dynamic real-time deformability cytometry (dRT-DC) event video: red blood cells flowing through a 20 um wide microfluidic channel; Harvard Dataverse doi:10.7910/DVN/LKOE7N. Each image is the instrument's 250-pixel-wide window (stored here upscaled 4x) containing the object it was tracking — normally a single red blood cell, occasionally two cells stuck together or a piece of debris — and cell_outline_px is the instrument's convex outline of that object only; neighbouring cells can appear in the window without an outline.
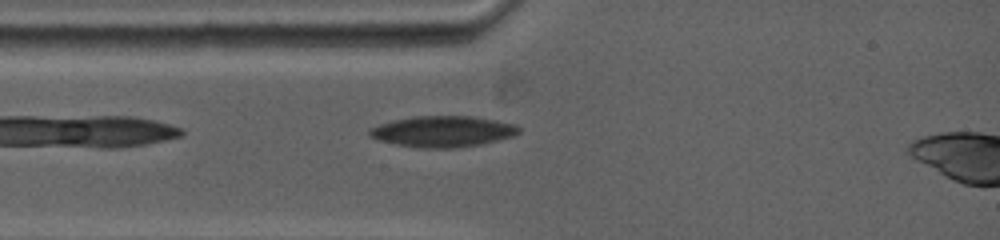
{"species": "common noctule bat (a hibernating species)", "species_latin": "Nyctalus noctula", "temperature_condition": "warm", "stored_images_in_passage": 56, "camera_frame_rate_fps": 5000, "um_per_image_px": 0.085, "animal": {"sex": "female", "body_mass_g": 19.0, "forearm_length_mm": 53.3}, "frame": {"image": 1, "passage_image": 8, "time_ms": 1.0, "image_size_px": [1000, 240], "cell_outline_px": [[520, 132], [512, 136], [480, 144], [456, 148], [420, 148], [396, 144], [376, 140], [368, 136], [368, 132], [372, 128], [380, 124], [392, 120], [416, 116], [472, 116], [496, 120], [516, 124], [520, 128]], "centroid_in_image_um": [37.62, 11.17], "position_along_channel_um": 47.4, "area_um2": 26.99}}
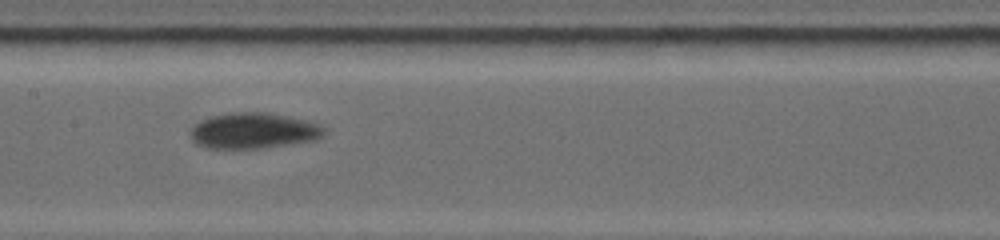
{"frame": {"image": 2, "passage_image": 28, "time_ms": 4.8, "image_size_px": [1000, 240], "cell_outline_px": [[324, 136], [316, 140], [264, 148], [208, 148], [196, 144], [192, 140], [188, 132], [192, 124], [200, 120], [212, 116], [236, 112], [268, 112], [288, 116], [320, 124], [324, 128]], "centroid_in_image_um": [21.51, 11.11], "position_along_channel_um": 185.9, "area_um2": 28.15}}
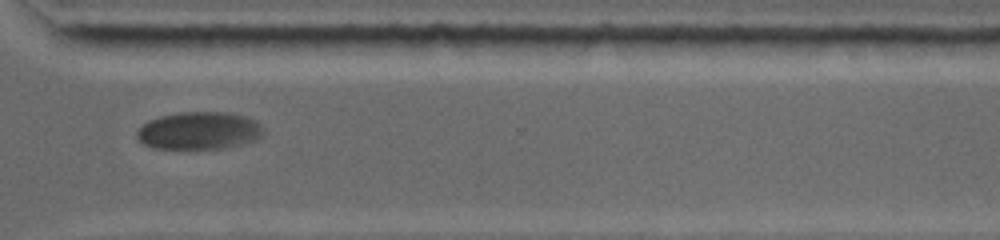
{"frame": {"image": 3, "passage_image": 46, "time_ms": 9.4, "image_size_px": [1000, 240], "cell_outline_px": [[264, 136], [256, 140], [224, 148], [152, 148], [144, 144], [136, 136], [136, 132], [148, 120], [160, 116], [180, 112], [224, 112], [244, 116], [260, 124], [264, 128]], "centroid_in_image_um": [16.93, 11.1], "position_along_channel_um": 353.7, "area_um2": 27.57}, "authors_computed_cell_mechanics": {"area_um2": 27.1949, "velocity_mm_per_s": 3.6456, "shape_relaxation_time_tau1_ms": 6.9785, "shape_relaxation_time_tau2_ms": null, "deformation_change_tau1": 0.1291, "deformation_change_tau2": null}}